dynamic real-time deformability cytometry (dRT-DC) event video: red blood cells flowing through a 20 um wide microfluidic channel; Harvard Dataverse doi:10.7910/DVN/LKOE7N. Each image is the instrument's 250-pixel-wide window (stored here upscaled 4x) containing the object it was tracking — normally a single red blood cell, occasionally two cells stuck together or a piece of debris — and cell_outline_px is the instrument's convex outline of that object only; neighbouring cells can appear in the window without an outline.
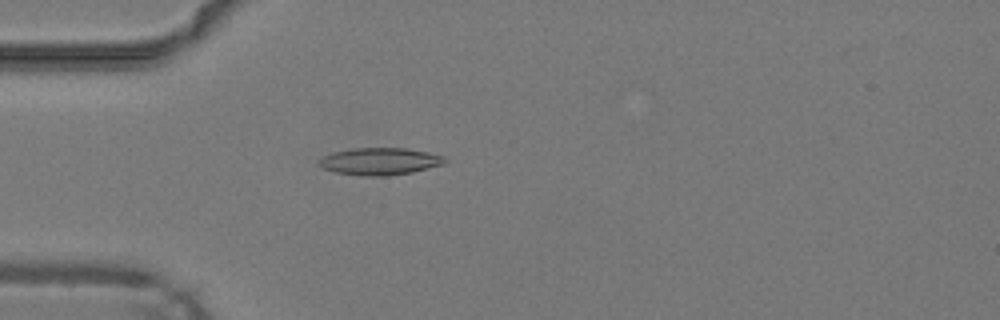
{"species": "common noctule bat (a hibernating species)", "species_latin": "Nyctalus noctula", "temperature_condition": "warm", "stored_images_in_passage": 48, "camera_frame_rate_fps": 3000, "um_per_image_px": 0.085, "animal": {"sex": "male", "body_mass_g": 19.2, "forearm_length_mm": 51.8}, "frame": {"image": 1, "passage_image": 14, "time_ms": 4.333, "image_size_px": [1000, 320], "cell_outline_px": [[448, 160], [444, 164], [412, 172], [384, 176], [360, 176], [336, 172], [324, 168], [320, 164], [320, 160], [324, 156], [332, 152], [352, 148], [408, 148], [428, 152], [444, 156]], "centroid_in_image_um": [32.33, 13.71], "position_along_channel_um": 52.7, "area_um2": 19.88}}
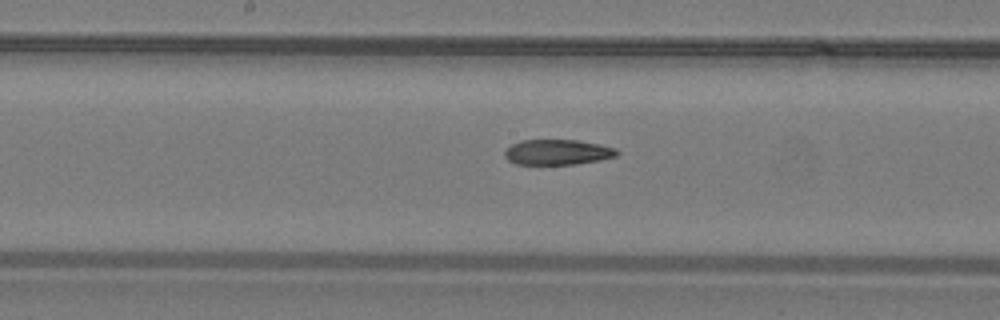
{"frame": {"image": 2, "passage_image": 25, "time_ms": 8.0, "image_size_px": [1000, 320], "cell_outline_px": [[620, 152], [616, 156], [600, 160], [576, 164], [516, 164], [508, 160], [504, 156], [504, 152], [512, 144], [520, 140], [576, 140], [600, 144], [616, 148]], "centroid_in_image_um": [47.4, 12.93], "position_along_channel_um": 200.8, "area_um2": 16.59}}
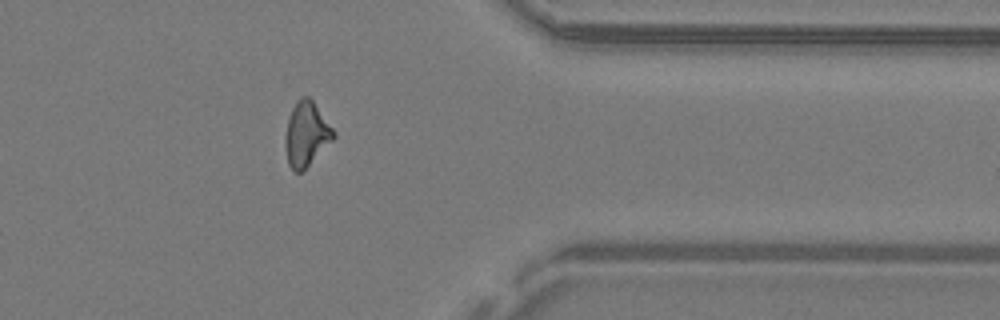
{"frame": {"image": 3, "passage_image": 39, "time_ms": 12.667, "image_size_px": [1000, 320], "cell_outline_px": [[336, 136], [300, 172], [292, 172], [288, 164], [284, 148], [284, 140], [288, 116], [296, 100], [300, 96], [308, 96], [312, 100], [336, 132]], "centroid_in_image_um": [26.0, 11.37], "position_along_channel_um": 385.4, "area_um2": 18.09}, "authors_computed_cell_mechanics": {"area_um2": 18.0914, "velocity_mm_per_s": 4.2737, "shape_relaxation_time_tau1_ms": null, "shape_relaxation_time_tau2_ms": 4.2738, "deformation_change_tau1": null, "deformation_change_tau2": 0.1339}}